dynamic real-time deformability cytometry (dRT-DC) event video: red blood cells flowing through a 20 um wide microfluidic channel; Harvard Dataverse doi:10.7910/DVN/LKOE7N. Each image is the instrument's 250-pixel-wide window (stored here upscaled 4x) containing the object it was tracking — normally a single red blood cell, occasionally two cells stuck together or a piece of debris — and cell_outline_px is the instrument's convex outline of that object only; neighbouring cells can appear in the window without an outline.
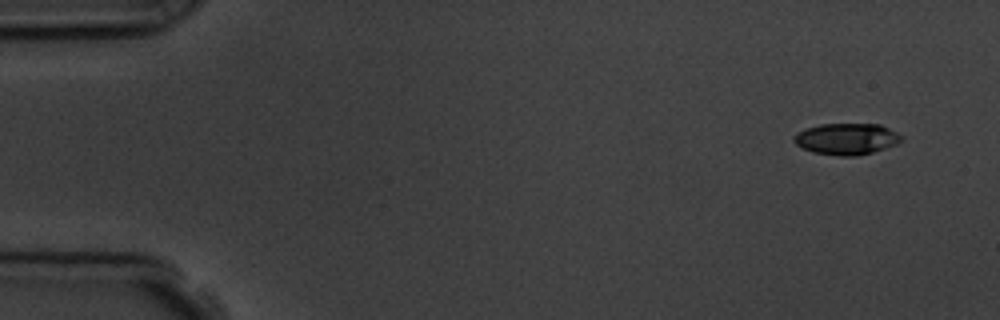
{"species": "common noctule bat (a hibernating species)", "species_latin": "Nyctalus noctula", "temperature_condition": "room temperature", "stored_images_in_passage": 4, "camera_frame_rate_fps": 3000, "um_per_image_px": 0.085, "animal": {"sex": "male", "body_mass_g": 19.5, "forearm_length_mm": 54.6}, "frame": {"image": 1, "passage_image": 1, "time_ms": 0.0, "image_size_px": [1000, 320], "cell_outline_px": [[900, 140], [896, 144], [872, 152], [856, 156], [840, 156], [812, 152], [796, 144], [792, 140], [796, 132], [820, 124], [880, 124], [896, 132], [900, 136]], "centroid_in_image_um": [71.92, 11.81], "position_along_channel_um": 13.1, "area_um2": 19.42}}
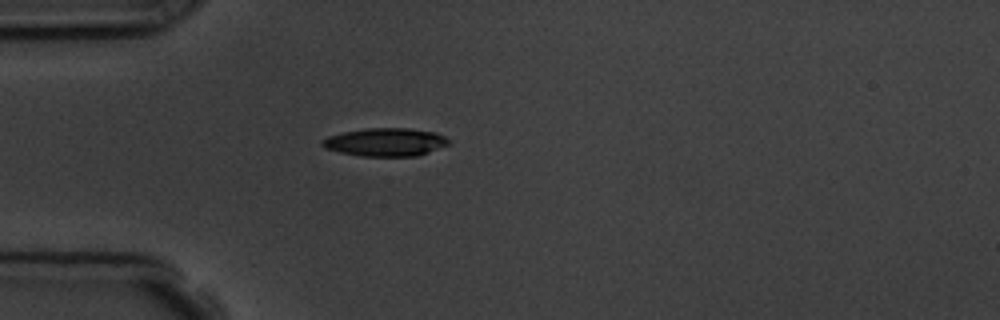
{"frame": {"image": 2, "passage_image": 4, "time_ms": 4.0, "image_size_px": [1000, 320], "cell_outline_px": [[448, 144], [428, 152], [416, 156], [360, 156], [340, 152], [324, 148], [320, 144], [320, 140], [328, 136], [344, 132], [368, 128], [408, 128], [436, 132], [444, 136], [448, 140]], "centroid_in_image_um": [32.72, 12.08], "position_along_channel_um": 52.3, "area_um2": 20.63}}